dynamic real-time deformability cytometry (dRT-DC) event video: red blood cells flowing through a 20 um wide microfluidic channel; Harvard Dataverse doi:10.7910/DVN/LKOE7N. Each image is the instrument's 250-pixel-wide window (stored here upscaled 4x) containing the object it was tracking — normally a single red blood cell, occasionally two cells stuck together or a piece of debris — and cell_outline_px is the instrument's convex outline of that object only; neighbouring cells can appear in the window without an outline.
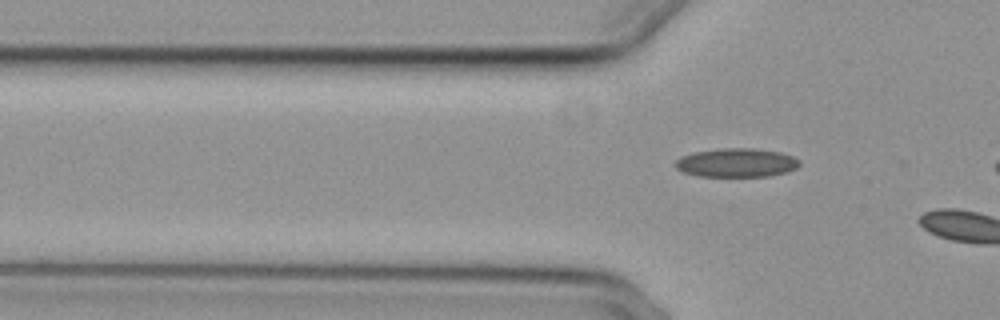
{"species": "common noctule bat (a hibernating species)", "species_latin": "Nyctalus noctula", "temperature_condition": "cold", "stored_images_in_passage": 13, "camera_frame_rate_fps": 3000, "um_per_image_px": 0.085, "animal": {"sex": "female", "body_mass_g": 29.2, "forearm_length_mm": 56.3}, "frame": {"image": 1, "passage_image": 13, "time_ms": 4.0, "image_size_px": [1000, 320], "cell_outline_px": [[800, 164], [796, 168], [784, 172], [768, 176], [700, 176], [684, 172], [676, 168], [676, 160], [680, 156], [692, 152], [720, 148], [752, 148], [780, 152], [792, 156], [800, 160]], "centroid_in_image_um": [62.59, 13.82], "position_along_channel_um": 63.2, "area_um2": 20.75}}